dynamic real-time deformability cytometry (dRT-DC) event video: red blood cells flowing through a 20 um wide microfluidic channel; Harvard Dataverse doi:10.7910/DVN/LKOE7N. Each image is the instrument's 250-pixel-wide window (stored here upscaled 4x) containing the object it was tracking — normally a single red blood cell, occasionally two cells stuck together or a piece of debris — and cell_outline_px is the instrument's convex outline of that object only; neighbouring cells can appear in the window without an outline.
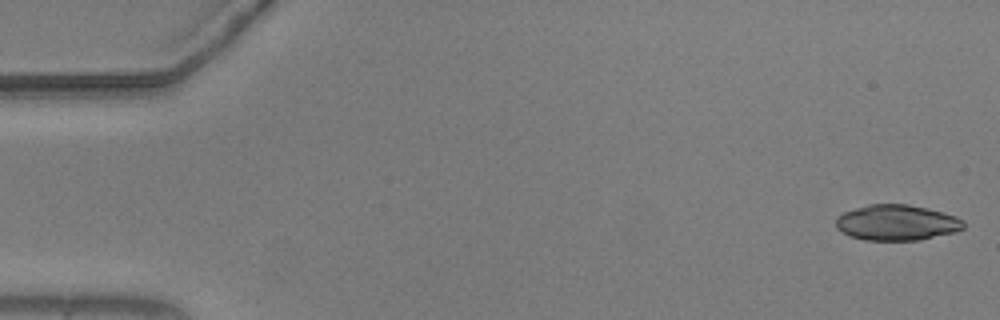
{"species": "common noctule bat (a hibernating species)", "species_latin": "Nyctalus noctula", "temperature_condition": "warm", "stored_images_in_passage": 43, "camera_frame_rate_fps": 3000, "um_per_image_px": 0.085, "animal": {"sex": "male", "body_mass_g": 20.5, "forearm_length_mm": 52.5}, "frame": {"image": 1, "passage_image": 1, "time_ms": 0.0, "image_size_px": [1000, 320], "cell_outline_px": [[964, 228], [956, 232], [920, 240], [864, 240], [848, 236], [840, 232], [836, 228], [836, 216], [844, 212], [868, 204], [908, 204], [928, 208], [944, 212], [956, 216], [964, 220]], "centroid_in_image_um": [76.22, 18.92], "position_along_channel_um": 8.8, "area_um2": 26.88}}